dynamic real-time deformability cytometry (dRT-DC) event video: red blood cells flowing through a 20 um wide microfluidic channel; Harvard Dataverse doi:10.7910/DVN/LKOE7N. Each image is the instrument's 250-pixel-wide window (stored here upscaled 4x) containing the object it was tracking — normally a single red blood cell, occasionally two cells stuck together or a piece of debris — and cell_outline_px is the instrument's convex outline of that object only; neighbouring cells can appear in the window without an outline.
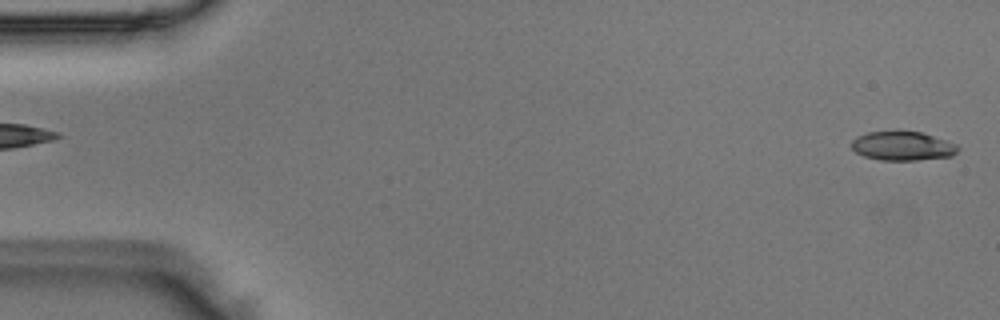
{"species": "Egyptian fruit bat (a non-hibernating species)", "species_latin": "Rousettus aegyptiacus", "temperature_condition": "room temperature", "stored_images_in_passage": 50, "camera_frame_rate_fps": 3000, "um_per_image_px": 0.085, "animal": {"sex": "male"}, "frame": {"image": 1, "passage_image": 2, "time_ms": 0.333, "image_size_px": [1000, 320], "cell_outline_px": [[960, 148], [952, 156], [916, 160], [880, 160], [864, 156], [856, 152], [852, 148], [852, 140], [856, 136], [868, 132], [896, 128], [920, 132], [956, 144]], "centroid_in_image_um": [76.67, 12.37], "position_along_channel_um": 8.3, "area_um2": 18.44}}
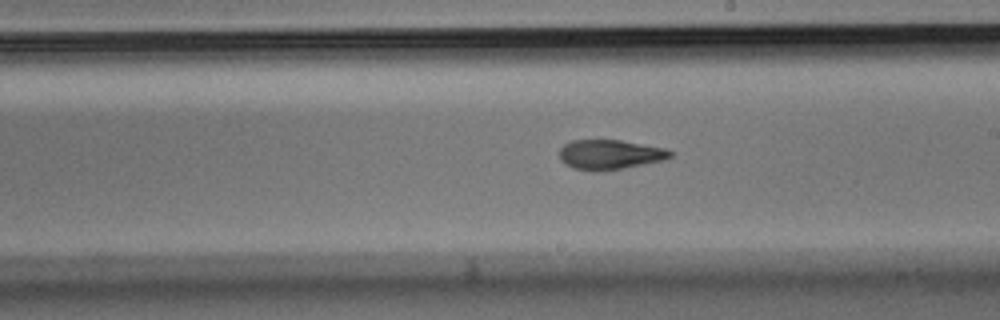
{"frame": {"image": 2, "passage_image": 29, "time_ms": 9.333, "image_size_px": [1000, 320], "cell_outline_px": [[672, 156], [664, 160], [624, 168], [592, 172], [572, 168], [564, 164], [560, 160], [560, 148], [564, 144], [572, 140], [620, 140], [668, 148], [672, 152]], "centroid_in_image_um": [51.83, 13.14], "position_along_channel_um": 237.2, "area_um2": 19.42}}
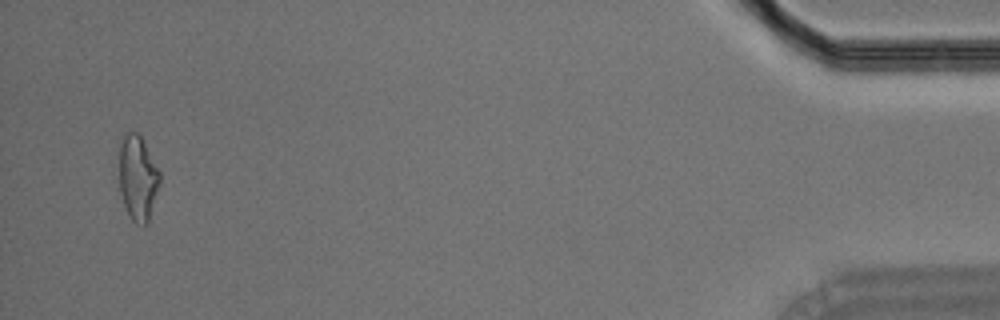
{"frame": {"image": 3, "passage_image": 49, "time_ms": 16.0, "image_size_px": [1000, 320], "cell_outline_px": [[160, 184], [148, 224], [136, 224], [128, 216], [120, 192], [120, 136], [124, 132], [136, 132], [144, 140], [160, 172]], "centroid_in_image_um": [11.72, 15.11], "position_along_channel_um": 423.5, "area_um2": 20.4}}